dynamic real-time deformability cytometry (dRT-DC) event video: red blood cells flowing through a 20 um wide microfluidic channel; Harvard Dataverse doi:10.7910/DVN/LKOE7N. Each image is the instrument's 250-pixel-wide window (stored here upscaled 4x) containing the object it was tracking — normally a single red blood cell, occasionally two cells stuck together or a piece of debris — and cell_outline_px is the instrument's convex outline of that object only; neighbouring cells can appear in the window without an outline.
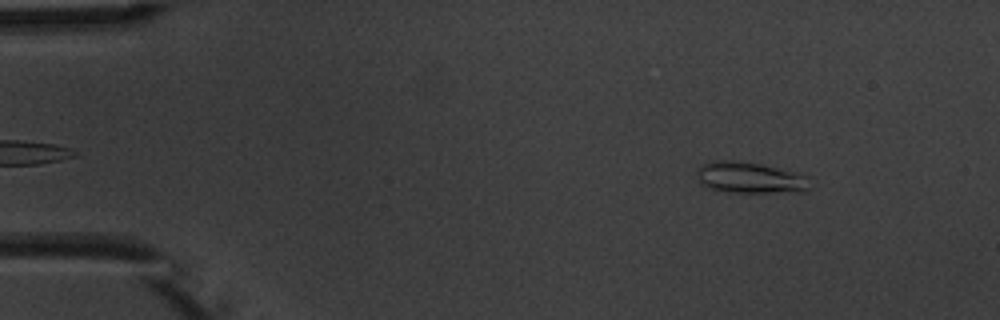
{"species": "common noctule bat (a hibernating species)", "species_latin": "Nyctalus noctula", "temperature_condition": "warm", "stored_images_in_passage": 3, "camera_frame_rate_fps": 3000, "um_per_image_px": 0.085, "animal": {"sex": "male", "body_mass_g": 20.1, "forearm_length_mm": 53.5}, "frame": {"image": 1, "passage_image": 1, "time_ms": 0.0, "image_size_px": [1000, 320], "cell_outline_px": [[808, 188], [804, 192], [732, 192], [712, 188], [700, 184], [696, 172], [704, 164], [716, 160], [732, 160], [760, 164], [808, 176]], "centroid_in_image_um": [63.74, 15.11], "position_along_channel_um": 21.3, "area_um2": 20.11}}